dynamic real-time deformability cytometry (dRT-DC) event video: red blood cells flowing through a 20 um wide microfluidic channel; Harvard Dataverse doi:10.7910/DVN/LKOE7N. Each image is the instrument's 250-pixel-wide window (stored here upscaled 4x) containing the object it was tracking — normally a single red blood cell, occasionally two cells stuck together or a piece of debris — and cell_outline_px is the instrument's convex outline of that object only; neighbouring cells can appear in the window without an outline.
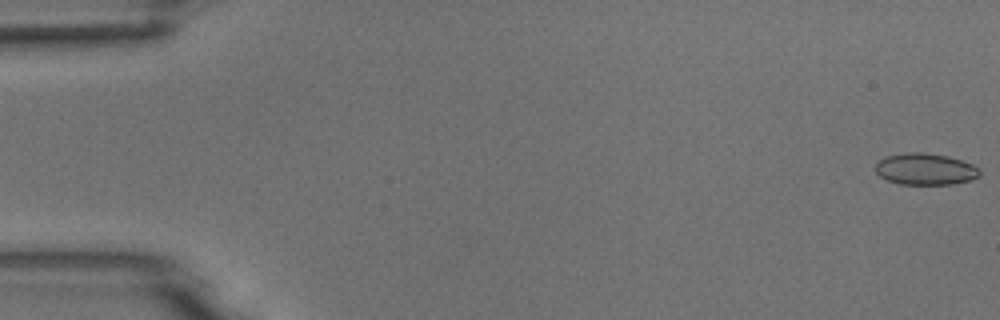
{"species": "common noctule bat (a hibernating species)", "species_latin": "Nyctalus noctula", "temperature_condition": "room temperature", "stored_images_in_passage": 7, "camera_frame_rate_fps": 3000, "um_per_image_px": 0.085, "animal": {"sex": "male", "body_mass_g": 18.8}, "frame": {"image": 1, "passage_image": 1, "time_ms": 0.0, "image_size_px": [1000, 320], "cell_outline_px": [[980, 176], [972, 180], [952, 184], [900, 184], [888, 180], [880, 176], [876, 172], [876, 164], [884, 156], [908, 152], [924, 152], [948, 156], [972, 164], [980, 172]], "centroid_in_image_um": [78.65, 14.37], "position_along_channel_um": 6.4, "area_um2": 19.13}}
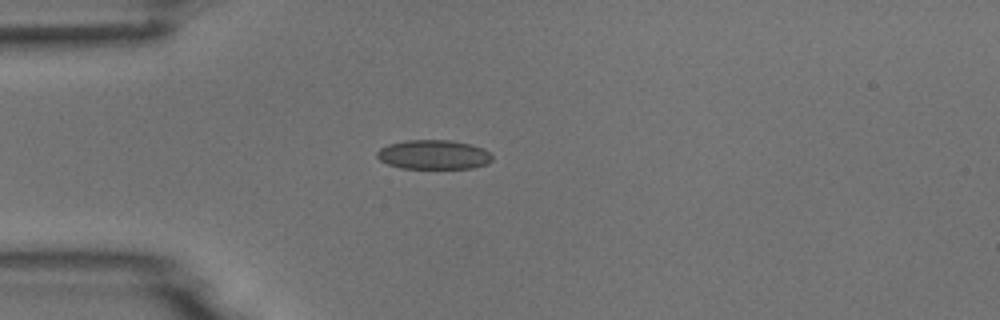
{"frame": {"image": 2, "passage_image": 5, "time_ms": 4.667, "image_size_px": [1000, 320], "cell_outline_px": [[492, 160], [488, 164], [472, 168], [400, 168], [388, 164], [380, 160], [376, 156], [376, 152], [380, 148], [388, 144], [404, 140], [452, 140], [472, 144], [484, 148], [492, 156]], "centroid_in_image_um": [36.86, 13.14], "position_along_channel_um": 48.1, "area_um2": 19.88}}